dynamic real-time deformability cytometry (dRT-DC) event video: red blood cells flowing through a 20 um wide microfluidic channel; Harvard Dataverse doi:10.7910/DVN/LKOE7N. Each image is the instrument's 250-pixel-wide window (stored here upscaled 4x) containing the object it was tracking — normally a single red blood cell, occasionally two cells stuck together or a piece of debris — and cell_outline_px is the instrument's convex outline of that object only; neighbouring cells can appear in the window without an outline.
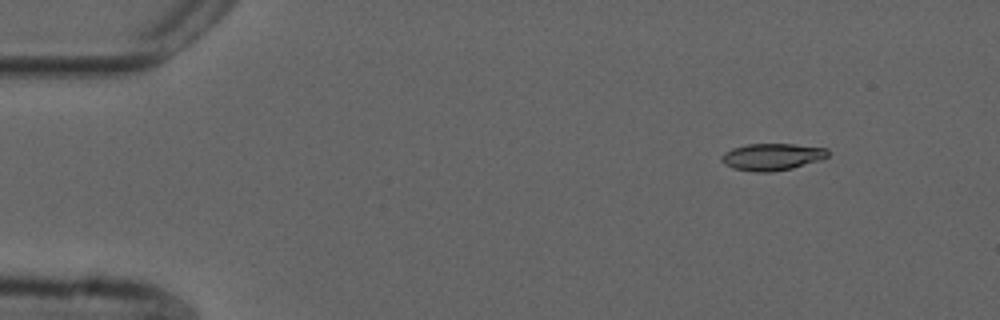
{"species": "common noctule bat (a hibernating species)", "species_latin": "Nyctalus noctula", "temperature_condition": "cold", "stored_images_in_passage": 11, "camera_frame_rate_fps": 3000, "um_per_image_px": 0.085, "animal": {"sex": "male", "forearm_length_mm": 52.5}, "frame": {"image": 1, "passage_image": 1, "time_ms": 0.0, "image_size_px": [1000, 320], "cell_outline_px": [[828, 156], [820, 160], [792, 168], [768, 172], [756, 172], [732, 168], [724, 164], [720, 160], [720, 156], [724, 152], [732, 148], [748, 144], [796, 144], [828, 148]], "centroid_in_image_um": [65.6, 13.32], "position_along_channel_um": 19.4, "area_um2": 16.76}}
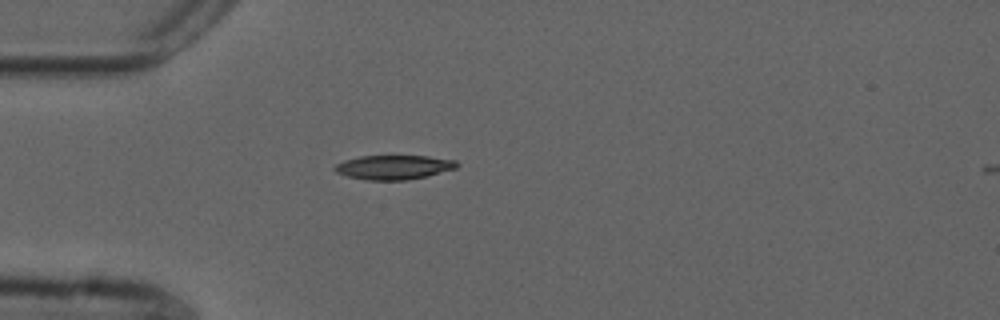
{"frame": {"image": 2, "passage_image": 10, "time_ms": 3.0, "image_size_px": [1000, 320], "cell_outline_px": [[460, 164], [456, 168], [408, 180], [368, 180], [348, 176], [336, 172], [332, 168], [336, 164], [344, 160], [360, 156], [428, 156], [456, 160]], "centroid_in_image_um": [33.46, 14.21], "position_along_channel_um": 51.5, "area_um2": 17.17}}